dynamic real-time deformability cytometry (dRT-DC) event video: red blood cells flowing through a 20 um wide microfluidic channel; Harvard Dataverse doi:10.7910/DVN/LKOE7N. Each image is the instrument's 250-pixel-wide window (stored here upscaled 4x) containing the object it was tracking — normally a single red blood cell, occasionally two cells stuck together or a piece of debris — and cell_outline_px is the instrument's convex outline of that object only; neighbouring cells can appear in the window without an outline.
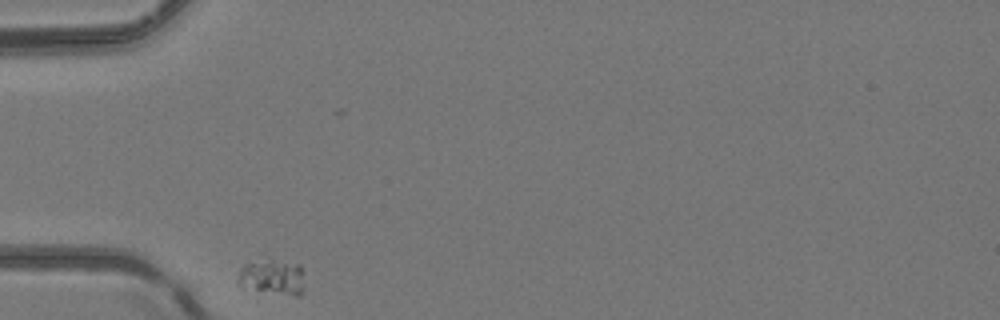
{"species": "common noctule bat (a hibernating species)", "species_latin": "Nyctalus noctula", "temperature_condition": "room temperature", "stored_images_in_passage": 31, "camera_frame_rate_fps": 3000, "um_per_image_px": 0.085, "animal": {"sex": "female", "body_mass_g": 24.6, "forearm_length_mm": 56.2}, "frame": {"image": 1, "passage_image": 1, "time_ms": 0.0, "image_size_px": [1000, 320], "cell_outline_px": [[304, 288], [300, 296], [296, 296], [240, 288], [236, 284], [236, 280], [240, 268], [244, 264], [268, 256], [300, 264]], "centroid_in_image_um": [23.09, 23.51], "position_along_channel_um": 61.9, "area_um2": 14.62}}
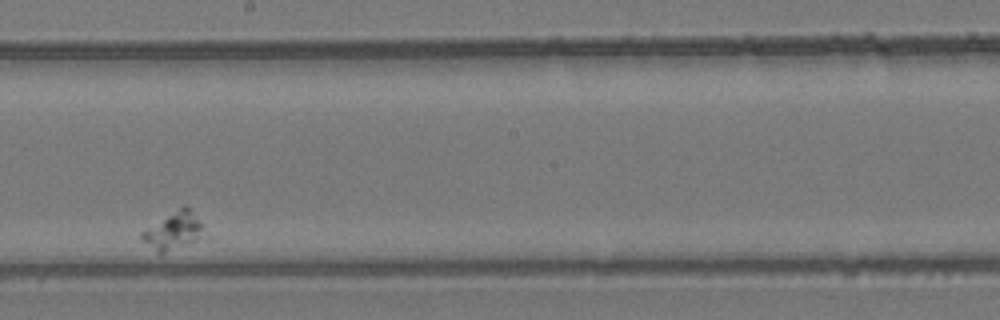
{"frame": {"image": 2, "passage_image": 18, "time_ms": 5.667, "image_size_px": [1000, 320], "cell_outline_px": [[204, 236], [188, 244], [164, 252], [156, 252], [140, 240], [140, 232], [184, 204], [204, 224]], "centroid_in_image_um": [14.74, 19.61], "position_along_channel_um": 233.5, "area_um2": 13.53}}
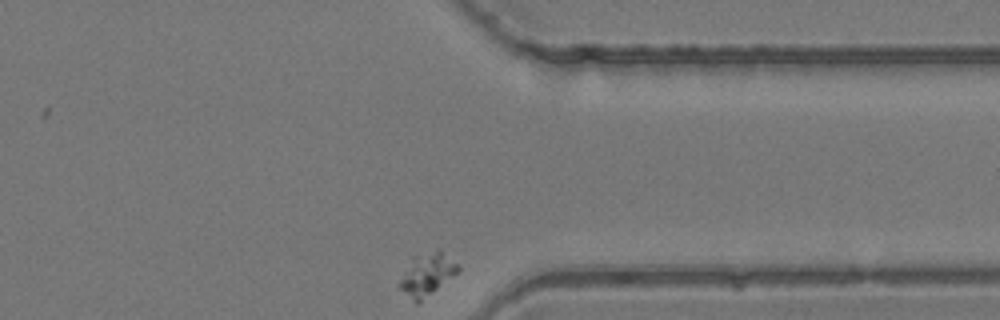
{"frame": {"image": 3, "passage_image": 31, "time_ms": 10.0, "image_size_px": [1000, 320], "cell_outline_px": [[460, 272], [416, 304], [396, 284], [412, 256], [440, 248], [460, 268]], "centroid_in_image_um": [36.28, 23.3], "position_along_channel_um": 375.1, "area_um2": 14.57}}